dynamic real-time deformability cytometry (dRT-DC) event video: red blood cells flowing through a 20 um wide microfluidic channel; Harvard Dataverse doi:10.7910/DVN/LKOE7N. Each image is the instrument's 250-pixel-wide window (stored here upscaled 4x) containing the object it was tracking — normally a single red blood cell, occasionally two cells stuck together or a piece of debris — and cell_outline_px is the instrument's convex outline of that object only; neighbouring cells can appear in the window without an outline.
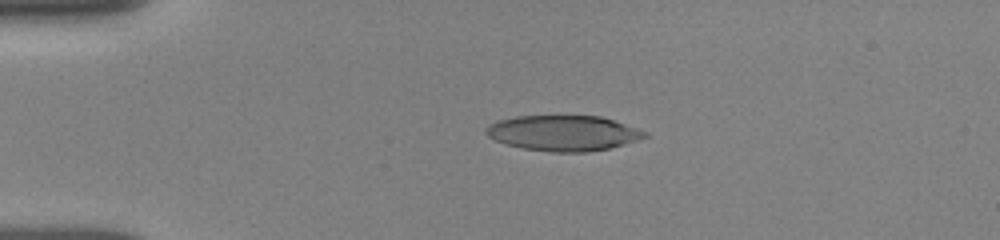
{"species": "human", "species_latin": "Homo sapiens", "temperature_condition": "room temperature", "stored_images_in_passage": 46, "camera_frame_rate_fps": 3000, "um_per_image_px": 0.085, "donor": {"sex": "female"}, "frame": {"image": 1, "passage_image": 14, "time_ms": 3.667, "image_size_px": [1000, 240], "cell_outline_px": [[648, 136], [624, 144], [608, 148], [588, 152], [552, 152], [524, 148], [508, 144], [496, 140], [488, 136], [484, 132], [488, 124], [500, 120], [516, 116], [600, 116], [648, 132]], "centroid_in_image_um": [47.87, 11.31], "position_along_channel_um": 37.1, "area_um2": 32.43}}
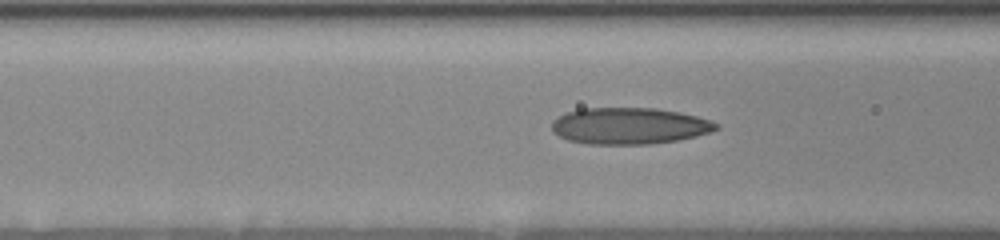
{"frame": {"image": 2, "passage_image": 33, "time_ms": 6.667, "image_size_px": [1000, 240], "cell_outline_px": [[720, 128], [696, 136], [676, 140], [648, 144], [588, 144], [568, 140], [552, 132], [552, 120], [568, 112], [580, 108], [656, 108], [680, 112], [712, 120], [720, 124]], "centroid_in_image_um": [53.5, 10.7], "position_along_channel_um": 113.1, "area_um2": 35.03}}
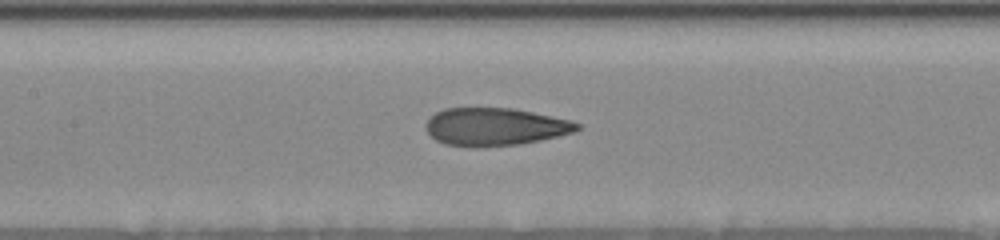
{"frame": {"image": 3, "passage_image": 41, "time_ms": 8.0, "image_size_px": [1000, 240], "cell_outline_px": [[580, 128], [576, 132], [540, 140], [520, 144], [476, 148], [444, 144], [436, 140], [424, 128], [424, 124], [436, 112], [444, 108], [512, 108], [572, 120], [580, 124]], "centroid_in_image_um": [42.07, 10.78], "position_along_channel_um": 165.3, "area_um2": 33.52}}